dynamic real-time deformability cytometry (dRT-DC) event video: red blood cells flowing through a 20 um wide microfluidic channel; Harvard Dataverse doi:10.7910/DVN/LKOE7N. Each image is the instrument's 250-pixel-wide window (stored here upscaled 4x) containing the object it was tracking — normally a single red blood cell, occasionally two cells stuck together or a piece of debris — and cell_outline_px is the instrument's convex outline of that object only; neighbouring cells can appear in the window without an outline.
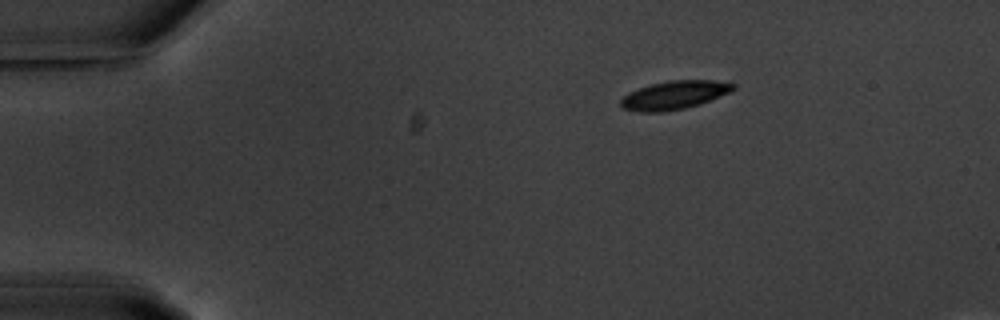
{"species": "common noctule bat (a hibernating species)", "species_latin": "Nyctalus noctula", "temperature_condition": "warm", "stored_images_in_passage": 4, "camera_frame_rate_fps": 3000, "um_per_image_px": 0.085, "animal": {"sex": "male", "body_mass_g": 20.1, "forearm_length_mm": 53.5}, "frame": {"image": 1, "passage_image": 1, "time_ms": 0.0, "image_size_px": [1000, 320], "cell_outline_px": [[736, 88], [728, 92], [700, 104], [684, 108], [664, 112], [640, 112], [624, 108], [620, 104], [620, 100], [628, 92], [652, 84], [668, 80], [712, 80], [736, 84]], "centroid_in_image_um": [57.3, 8.08], "position_along_channel_um": 27.7, "area_um2": 18.44}}